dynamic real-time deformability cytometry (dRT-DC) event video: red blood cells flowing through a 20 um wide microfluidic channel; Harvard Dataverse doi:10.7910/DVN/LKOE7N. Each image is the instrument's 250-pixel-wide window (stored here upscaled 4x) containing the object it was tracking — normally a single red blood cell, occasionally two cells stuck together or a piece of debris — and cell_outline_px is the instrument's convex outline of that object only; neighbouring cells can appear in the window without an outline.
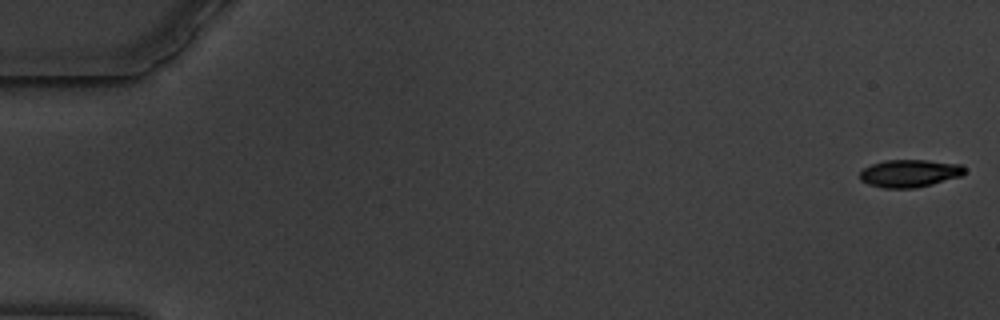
{"species": "common noctule bat (a hibernating species)", "species_latin": "Nyctalus noctula", "temperature_condition": "warm", "stored_images_in_passage": 60, "camera_frame_rate_fps": 3000, "um_per_image_px": 0.085, "animal": {"sex": "male", "body_mass_g": 19.5, "forearm_length_mm": 54.6}, "frame": {"image": 1, "passage_image": 1, "time_ms": 0.0, "image_size_px": [1000, 320], "cell_outline_px": [[964, 172], [960, 176], [932, 184], [916, 188], [884, 188], [868, 184], [860, 180], [860, 172], [864, 168], [872, 164], [884, 160], [928, 160], [960, 164], [964, 168]], "centroid_in_image_um": [77.28, 14.73], "position_along_channel_um": 7.7, "area_um2": 16.76}}
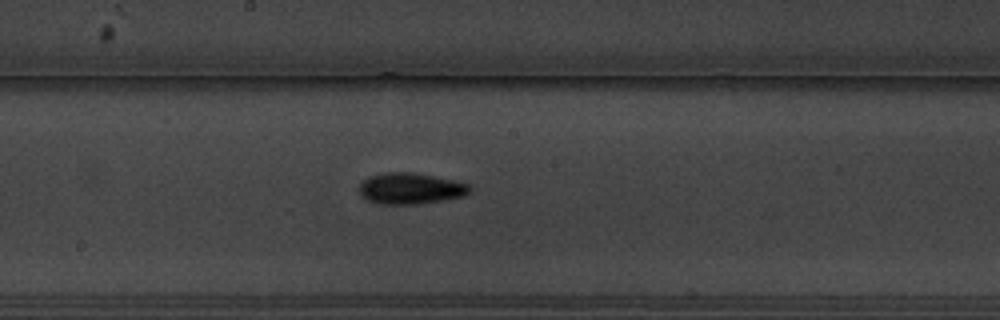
{"frame": {"image": 2, "passage_image": 33, "time_ms": 10.667, "image_size_px": [1000, 320], "cell_outline_px": [[472, 192], [464, 196], [444, 200], [416, 204], [380, 204], [368, 200], [360, 196], [360, 184], [368, 176], [384, 172], [412, 172], [456, 180], [472, 184]], "centroid_in_image_um": [34.94, 16.01], "position_along_channel_um": 213.3, "area_um2": 20.4}}
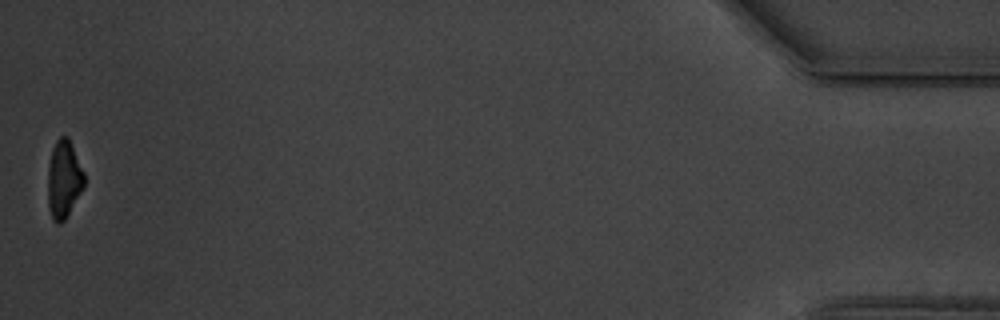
{"frame": {"image": 3, "passage_image": 60, "time_ms": 19.667, "image_size_px": [1000, 320], "cell_outline_px": [[84, 188], [64, 220], [60, 224], [56, 224], [52, 220], [48, 208], [48, 164], [52, 148], [56, 140], [60, 136], [68, 136], [84, 172]], "centroid_in_image_um": [5.41, 15.25], "position_along_channel_um": 429.8, "area_um2": 16.65}, "authors_computed_cell_mechanics": {"area_um2": 18.3804, "velocity_mm_per_s": 3.4019, "shape_relaxation_time_tau1_ms": 3.3915, "shape_relaxation_time_tau2_ms": 6.6805, "deformation_change_tau1": 0.1494, "deformation_change_tau2": 0.1421}}